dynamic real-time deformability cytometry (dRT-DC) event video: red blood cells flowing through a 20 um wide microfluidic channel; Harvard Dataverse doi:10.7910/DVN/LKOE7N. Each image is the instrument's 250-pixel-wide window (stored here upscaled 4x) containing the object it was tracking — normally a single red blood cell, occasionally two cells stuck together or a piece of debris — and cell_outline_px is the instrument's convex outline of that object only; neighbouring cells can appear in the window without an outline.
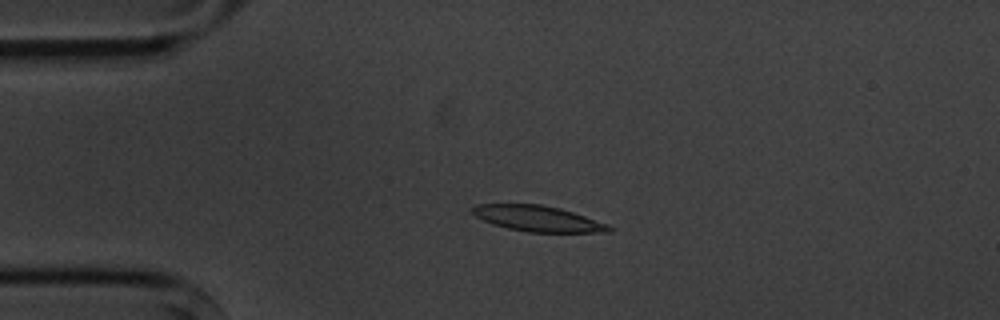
{"species": "common noctule bat (a hibernating species)", "species_latin": "Nyctalus noctula", "temperature_condition": "cold", "stored_images_in_passage": 3, "camera_frame_rate_fps": 3000, "um_per_image_px": 0.085, "animal": {"sex": "male", "body_mass_g": 20.1, "forearm_length_mm": 53.5}, "frame": {"image": 1, "passage_image": 2, "time_ms": 1.333, "image_size_px": [1000, 320], "cell_outline_px": [[616, 228], [612, 232], [528, 232], [508, 228], [492, 224], [476, 216], [472, 212], [472, 208], [476, 204], [540, 204], [560, 208], [608, 224]], "centroid_in_image_um": [45.75, 18.58], "position_along_channel_um": 39.2, "area_um2": 20.4}}